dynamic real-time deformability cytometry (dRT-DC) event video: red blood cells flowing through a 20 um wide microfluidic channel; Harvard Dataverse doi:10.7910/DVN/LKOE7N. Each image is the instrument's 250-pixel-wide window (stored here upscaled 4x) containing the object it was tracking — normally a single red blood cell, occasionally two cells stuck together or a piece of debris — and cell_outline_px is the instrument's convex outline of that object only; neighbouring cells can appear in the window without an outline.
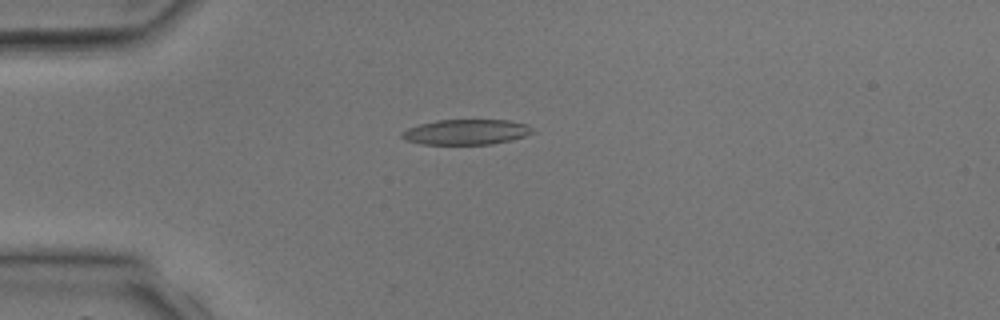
{"species": "common noctule bat (a hibernating species)", "species_latin": "Nyctalus noctula", "temperature_condition": "room temperature", "stored_images_in_passage": 3, "camera_frame_rate_fps": 3000, "um_per_image_px": 0.085, "animal": {"sex": "male", "body_mass_g": 17.9, "forearm_length_mm": 54.2}, "frame": {"image": 1, "passage_image": 3, "time_ms": 3.333, "image_size_px": [1000, 320], "cell_outline_px": [[536, 132], [524, 136], [492, 144], [424, 144], [404, 140], [400, 136], [400, 132], [408, 128], [420, 124], [436, 120], [508, 120], [528, 124]], "centroid_in_image_um": [39.61, 11.21], "position_along_channel_um": 45.4, "area_um2": 19.25}}